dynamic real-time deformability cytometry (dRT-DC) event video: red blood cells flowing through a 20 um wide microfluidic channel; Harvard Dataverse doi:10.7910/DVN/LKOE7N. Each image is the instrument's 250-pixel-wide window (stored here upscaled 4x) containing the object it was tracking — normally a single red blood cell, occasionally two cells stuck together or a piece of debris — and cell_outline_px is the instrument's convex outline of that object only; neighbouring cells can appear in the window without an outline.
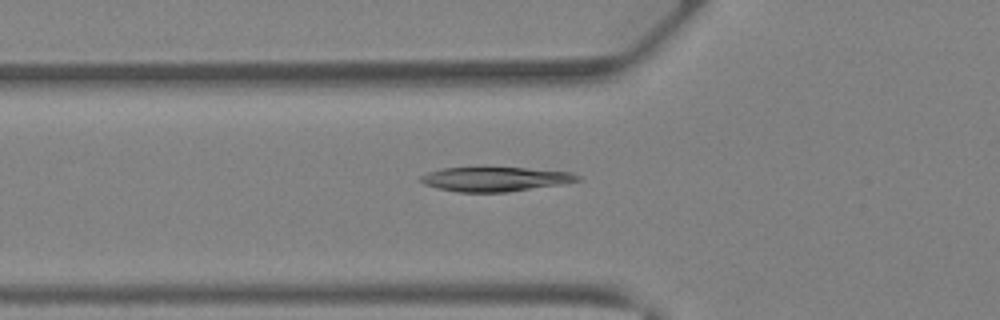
{"species": "Egyptian fruit bat (a non-hibernating species)", "species_latin": "Rousettus aegyptiacus", "temperature_condition": "warm", "stored_images_in_passage": 40, "camera_frame_rate_fps": 3000, "um_per_image_px": 0.085, "animal": {"sex": "female"}, "frame": {"image": 1, "passage_image": 14, "time_ms": 4.333, "image_size_px": [1000, 320], "cell_outline_px": [[580, 180], [560, 184], [508, 192], [456, 192], [424, 184], [416, 180], [420, 176], [428, 172], [444, 168], [524, 168], [572, 172], [580, 176]], "centroid_in_image_um": [42.05, 15.23], "position_along_channel_um": 83.7, "area_um2": 22.08}}
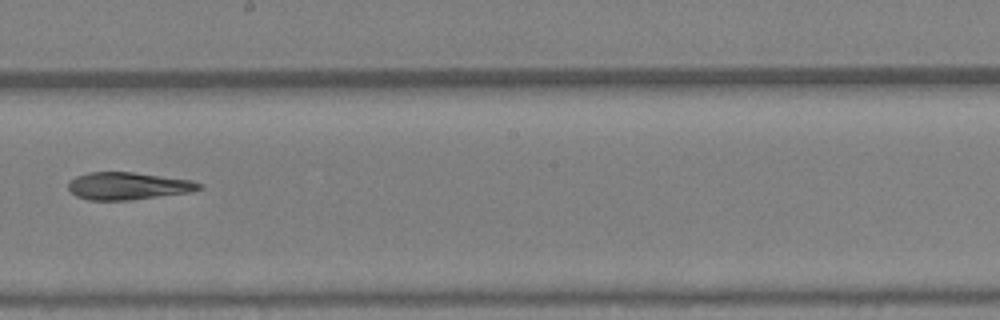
{"frame": {"image": 2, "passage_image": 23, "time_ms": 7.333, "image_size_px": [1000, 320], "cell_outline_px": [[204, 188], [192, 192], [128, 200], [88, 200], [76, 196], [68, 188], [68, 184], [76, 176], [88, 172], [132, 172], [192, 180], [204, 184]], "centroid_in_image_um": [10.93, 15.8], "position_along_channel_um": 237.3, "area_um2": 20.92}}
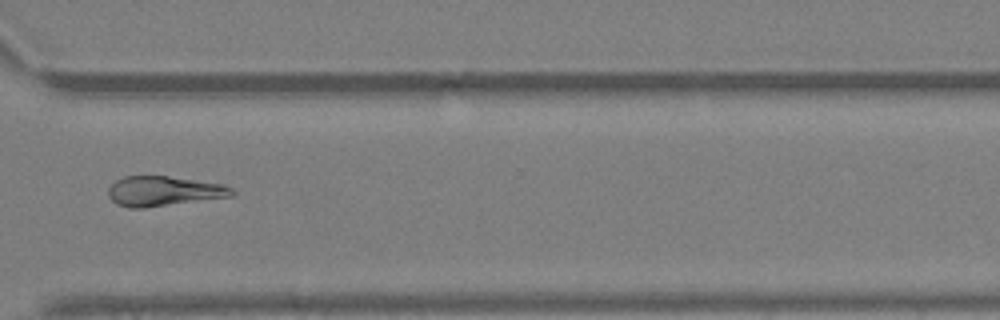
{"frame": {"image": 3, "passage_image": 30, "time_ms": 9.667, "image_size_px": [1000, 320], "cell_outline_px": [[236, 192], [232, 196], [144, 208], [128, 208], [116, 204], [108, 196], [108, 188], [116, 180], [124, 176], [168, 176], [224, 184], [232, 188]], "centroid_in_image_um": [13.9, 16.25], "position_along_channel_um": 356.7, "area_um2": 21.56}}